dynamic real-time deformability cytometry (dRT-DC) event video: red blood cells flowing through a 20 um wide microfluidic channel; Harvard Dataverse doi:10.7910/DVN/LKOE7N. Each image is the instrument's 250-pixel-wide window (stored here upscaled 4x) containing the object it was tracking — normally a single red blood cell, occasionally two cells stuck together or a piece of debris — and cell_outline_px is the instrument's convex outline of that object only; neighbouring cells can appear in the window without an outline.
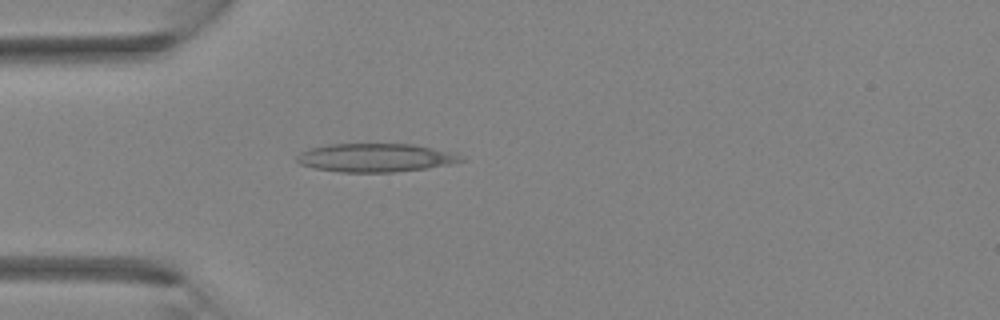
{"species": "Egyptian fruit bat (a non-hibernating species)", "species_latin": "Rousettus aegyptiacus", "temperature_condition": "room temperature", "stored_images_in_passage": 3, "camera_frame_rate_fps": 3000, "um_per_image_px": 0.085, "animal": {"sex": "female"}, "frame": {"image": 1, "passage_image": 3, "time_ms": 3.333, "image_size_px": [1000, 320], "cell_outline_px": [[468, 160], [428, 168], [392, 172], [340, 172], [316, 168], [300, 164], [296, 160], [296, 156], [300, 152], [312, 148], [328, 144], [416, 144], [456, 152], [464, 156]], "centroid_in_image_um": [32.0, 13.4], "position_along_channel_um": 53.0, "area_um2": 27.46}}